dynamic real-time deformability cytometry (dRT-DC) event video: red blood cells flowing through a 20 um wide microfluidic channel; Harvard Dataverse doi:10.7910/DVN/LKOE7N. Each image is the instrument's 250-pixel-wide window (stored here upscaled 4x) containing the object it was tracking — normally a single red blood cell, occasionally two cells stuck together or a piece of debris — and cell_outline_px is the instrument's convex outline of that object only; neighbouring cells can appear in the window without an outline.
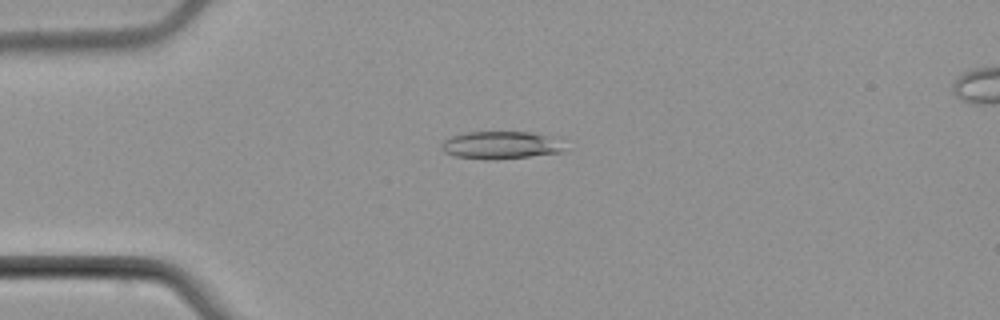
{"species": "common noctule bat (a hibernating species)", "species_latin": "Nyctalus noctula", "temperature_condition": "cold", "stored_images_in_passage": 5, "camera_frame_rate_fps": 3000, "um_per_image_px": 0.085, "animal": {"sex": "male", "body_mass_g": 21.5, "forearm_length_mm": 52.0}, "frame": {"image": 1, "passage_image": 3, "time_ms": 2.667, "image_size_px": [1000, 320], "cell_outline_px": [[564, 152], [528, 156], [488, 160], [452, 156], [444, 152], [440, 144], [444, 140], [452, 136], [468, 132], [532, 132], [560, 136], [564, 148]], "centroid_in_image_um": [42.63, 12.32], "position_along_channel_um": 42.4, "area_um2": 20.17}}